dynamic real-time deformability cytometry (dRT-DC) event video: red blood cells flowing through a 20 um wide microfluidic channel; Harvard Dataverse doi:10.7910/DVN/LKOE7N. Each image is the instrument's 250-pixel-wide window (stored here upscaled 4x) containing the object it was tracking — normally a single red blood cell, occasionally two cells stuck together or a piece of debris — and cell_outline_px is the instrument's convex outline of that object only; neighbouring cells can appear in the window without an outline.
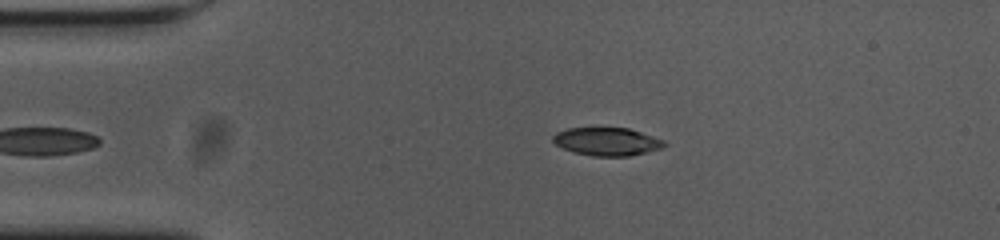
{"species": "common noctule bat (a hibernating species)", "species_latin": "Nyctalus noctula", "temperature_condition": "cold", "stored_images_in_passage": 40, "camera_frame_rate_fps": 3000, "um_per_image_px": 0.085, "animal": {"sex": "female", "body_mass_g": 23.0, "forearm_length_mm": 53.4}, "frame": {"image": 1, "passage_image": 2, "time_ms": 0.333, "image_size_px": [1000, 240], "cell_outline_px": [[668, 144], [660, 148], [648, 152], [628, 156], [592, 156], [576, 152], [564, 148], [556, 144], [552, 140], [552, 136], [556, 132], [568, 128], [628, 128], [664, 140]], "centroid_in_image_um": [51.6, 12.03], "position_along_channel_um": 33.4, "area_um2": 18.03}}
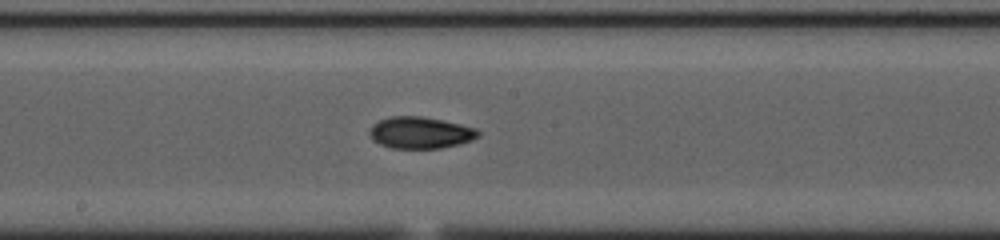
{"frame": {"image": 2, "passage_image": 20, "time_ms": 6.333, "image_size_px": [1000, 240], "cell_outline_px": [[480, 136], [472, 140], [460, 144], [440, 148], [392, 148], [380, 144], [372, 140], [368, 132], [372, 124], [380, 120], [392, 116], [420, 116], [460, 124], [476, 128], [480, 132]], "centroid_in_image_um": [35.72, 11.28], "position_along_channel_um": 212.5, "area_um2": 20.06}}
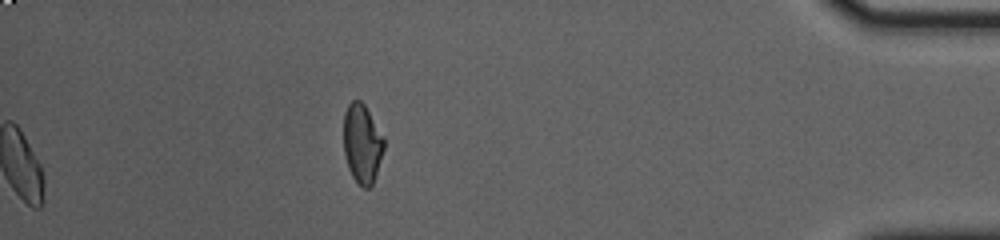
{"frame": {"image": 3, "passage_image": 40, "time_ms": 13.0, "image_size_px": [1000, 240], "cell_outline_px": [[384, 148], [372, 184], [368, 188], [364, 188], [352, 176], [348, 168], [344, 152], [344, 112], [348, 104], [352, 100], [360, 100], [364, 104], [384, 136]], "centroid_in_image_um": [30.77, 12.17], "position_along_channel_um": 404.4, "area_um2": 18.44}, "authors_computed_cell_mechanics": {"area_um2": 19.4786, "velocity_mm_per_s": 3.6386, "shape_relaxation_time_tau1_ms": 7.7151, "shape_relaxation_time_tau2_ms": 5.4143, "deformation_change_tau1": 0.189, "deformation_change_tau2": 0.0947}}